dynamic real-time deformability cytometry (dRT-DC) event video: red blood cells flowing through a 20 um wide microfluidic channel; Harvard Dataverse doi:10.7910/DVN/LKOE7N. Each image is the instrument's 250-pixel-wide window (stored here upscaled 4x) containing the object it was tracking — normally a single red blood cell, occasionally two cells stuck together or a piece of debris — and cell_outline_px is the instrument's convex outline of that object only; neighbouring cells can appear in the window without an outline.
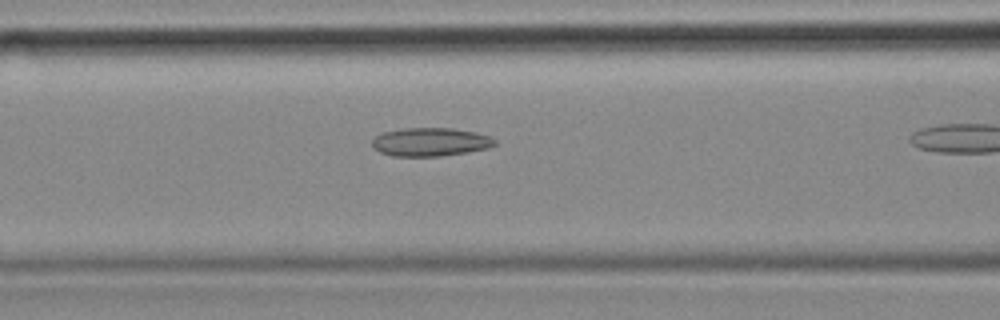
{"species": "common noctule bat (a hibernating species)", "species_latin": "Nyctalus noctula", "temperature_condition": "cold", "stored_images_in_passage": 13, "camera_frame_rate_fps": 3000, "um_per_image_px": 0.085, "animal": {"sex": "female", "body_mass_g": 18.4}, "frame": {"image": 1, "passage_image": 6, "time_ms": 1.667, "image_size_px": [1000, 320], "cell_outline_px": [[496, 144], [488, 148], [468, 152], [440, 156], [392, 156], [380, 152], [372, 148], [372, 140], [376, 136], [384, 132], [400, 128], [452, 128], [492, 136], [496, 140]], "centroid_in_image_um": [36.57, 12.07], "position_along_channel_um": 130.0, "area_um2": 20.4}}